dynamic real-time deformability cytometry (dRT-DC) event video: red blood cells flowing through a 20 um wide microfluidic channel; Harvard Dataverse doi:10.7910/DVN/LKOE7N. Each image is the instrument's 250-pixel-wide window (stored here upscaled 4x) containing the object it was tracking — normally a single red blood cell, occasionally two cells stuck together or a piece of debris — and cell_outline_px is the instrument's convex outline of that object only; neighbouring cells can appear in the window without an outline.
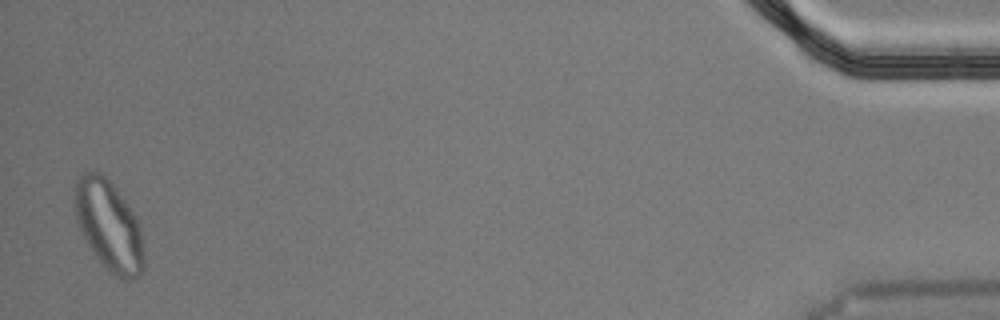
{"species": "Egyptian fruit bat (a non-hibernating species)", "species_latin": "Rousettus aegyptiacus", "temperature_condition": "cold", "stored_images_in_passage": 55, "segment_of_instrument_passage": [2, 2], "camera_frame_rate_fps": 3000, "um_per_image_px": 0.085, "animal": {"sex": "male"}, "frame": {"image": 1, "passage_image": 54, "time_ms": 17.667, "image_size_px": [1000, 320], "cell_outline_px": [[144, 268], [140, 276], [132, 280], [128, 280], [112, 272], [96, 256], [88, 244], [76, 220], [76, 180], [84, 172], [100, 172], [112, 184], [124, 200], [132, 212], [140, 228], [144, 252]], "centroid_in_image_um": [9.28, 19.19], "position_along_channel_um": 425.9, "area_um2": 35.32}}